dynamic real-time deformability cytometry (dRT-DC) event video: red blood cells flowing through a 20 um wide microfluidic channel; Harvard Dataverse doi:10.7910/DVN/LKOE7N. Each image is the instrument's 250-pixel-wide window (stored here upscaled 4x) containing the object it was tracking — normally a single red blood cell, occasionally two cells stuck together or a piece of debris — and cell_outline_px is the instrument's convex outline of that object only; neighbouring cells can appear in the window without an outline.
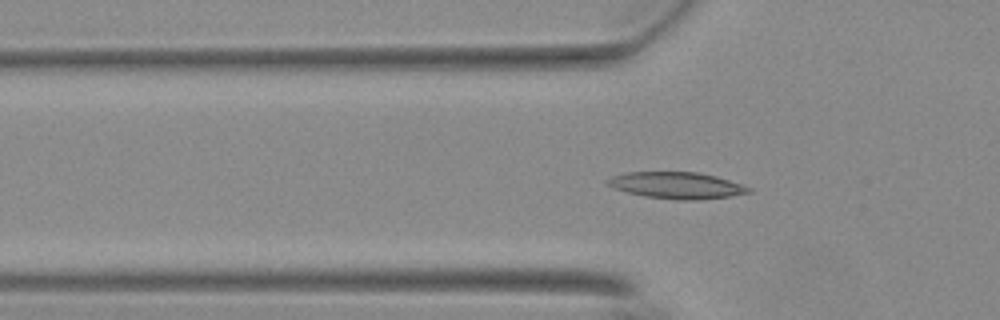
{"species": "Egyptian fruit bat (a non-hibernating species)", "species_latin": "Rousettus aegyptiacus", "temperature_condition": "warm", "stored_images_in_passage": 52, "camera_frame_rate_fps": 3000, "um_per_image_px": 0.085, "animal": {"sex": "female"}, "frame": {"image": 1, "passage_image": 15, "time_ms": 4.667, "image_size_px": [1000, 320], "cell_outline_px": [[752, 192], [732, 196], [696, 200], [676, 200], [644, 196], [612, 188], [604, 184], [604, 180], [612, 176], [628, 172], [696, 172], [716, 176], [752, 188]], "centroid_in_image_um": [57.48, 15.76], "position_along_channel_um": 68.3, "area_um2": 21.96}}
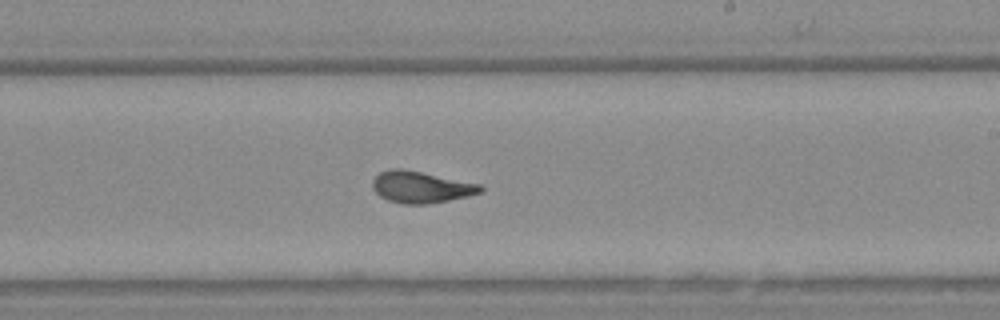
{"frame": {"image": 2, "passage_image": 30, "time_ms": 9.667, "image_size_px": [1000, 320], "cell_outline_px": [[484, 188], [480, 192], [468, 196], [428, 204], [400, 204], [388, 200], [380, 196], [372, 188], [372, 180], [380, 172], [388, 168], [400, 168], [480, 184]], "centroid_in_image_um": [35.73, 15.9], "position_along_channel_um": 253.3, "area_um2": 19.77}}
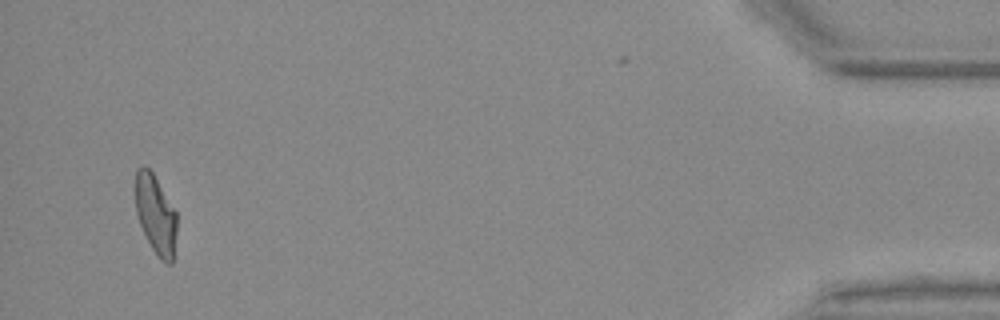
{"frame": {"image": 3, "passage_image": 50, "time_ms": 16.333, "image_size_px": [1000, 320], "cell_outline_px": [[176, 232], [172, 264], [164, 264], [160, 260], [152, 248], [140, 224], [136, 212], [132, 188], [136, 168], [144, 164], [152, 172], [176, 212]], "centroid_in_image_um": [13.17, 18.17], "position_along_channel_um": 422.0, "area_um2": 19.48}, "authors_computed_cell_mechanics": {"area_um2": 19.9699, "velocity_mm_per_s": 3.7072, "shape_relaxation_time_tau1_ms": 5.3382, "shape_relaxation_time_tau2_ms": 1.3672, "deformation_change_tau1": 0.1834, "deformation_change_tau2": 0.0818}}